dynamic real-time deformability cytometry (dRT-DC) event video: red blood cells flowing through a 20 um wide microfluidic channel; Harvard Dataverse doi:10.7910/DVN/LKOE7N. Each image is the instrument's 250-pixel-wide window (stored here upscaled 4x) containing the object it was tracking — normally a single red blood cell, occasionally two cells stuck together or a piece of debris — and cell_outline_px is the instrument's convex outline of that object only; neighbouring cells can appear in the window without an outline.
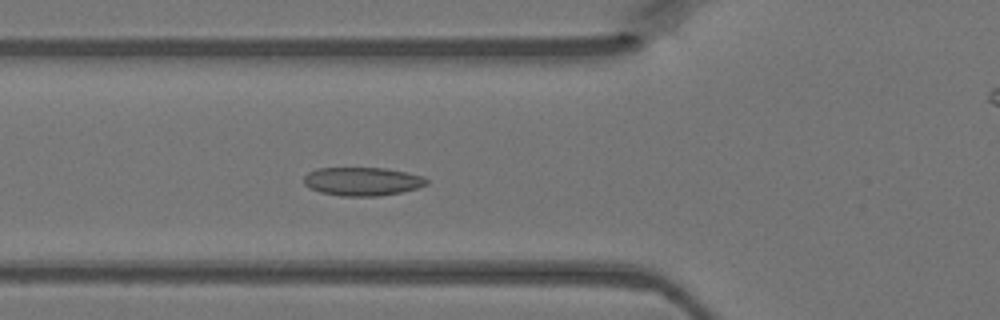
{"species": "Egyptian fruit bat (a non-hibernating species)", "species_latin": "Rousettus aegyptiacus", "temperature_condition": "warm", "stored_images_in_passage": 48, "camera_frame_rate_fps": 3000, "um_per_image_px": 0.085, "animal": {"sex": "female"}, "frame": {"image": 1, "passage_image": 17, "time_ms": 5.333, "image_size_px": [1000, 320], "cell_outline_px": [[428, 184], [416, 188], [400, 192], [380, 196], [340, 196], [320, 192], [308, 188], [304, 184], [304, 176], [308, 172], [316, 168], [384, 168], [424, 176], [428, 180]], "centroid_in_image_um": [30.77, 15.42], "position_along_channel_um": 95.0, "area_um2": 20.4}}
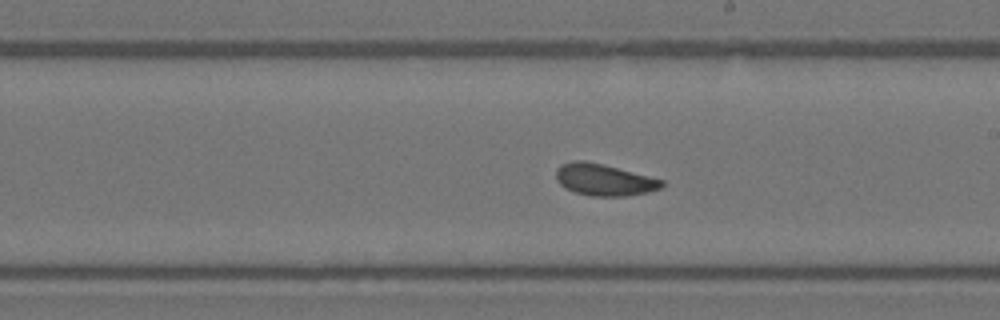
{"frame": {"image": 2, "passage_image": 27, "time_ms": 8.667, "image_size_px": [1000, 320], "cell_outline_px": [[664, 184], [660, 188], [648, 192], [624, 196], [592, 196], [576, 192], [564, 188], [556, 180], [556, 168], [560, 164], [572, 160], [584, 160], [604, 164], [664, 180]], "centroid_in_image_um": [51.31, 15.26], "position_along_channel_um": 237.7, "area_um2": 19.65}}
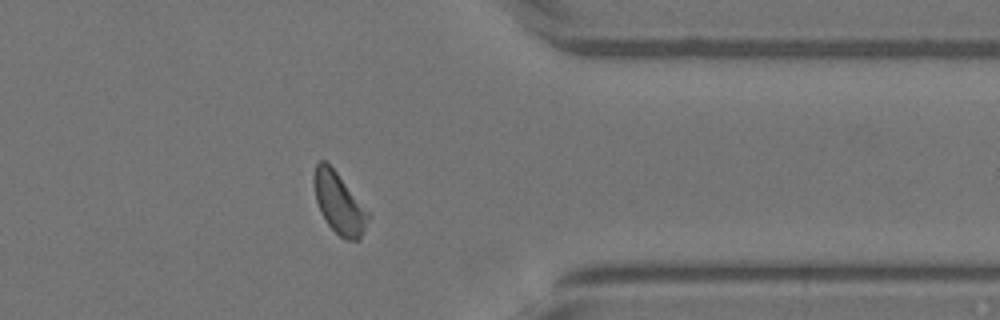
{"frame": {"image": 3, "passage_image": 38, "time_ms": 12.333, "image_size_px": [1000, 320], "cell_outline_px": [[372, 216], [360, 240], [344, 240], [328, 224], [320, 212], [316, 200], [312, 180], [312, 176], [316, 164], [320, 160], [324, 160], [336, 172], [372, 212]], "centroid_in_image_um": [28.87, 17.29], "position_along_channel_um": 382.5, "area_um2": 19.83}}